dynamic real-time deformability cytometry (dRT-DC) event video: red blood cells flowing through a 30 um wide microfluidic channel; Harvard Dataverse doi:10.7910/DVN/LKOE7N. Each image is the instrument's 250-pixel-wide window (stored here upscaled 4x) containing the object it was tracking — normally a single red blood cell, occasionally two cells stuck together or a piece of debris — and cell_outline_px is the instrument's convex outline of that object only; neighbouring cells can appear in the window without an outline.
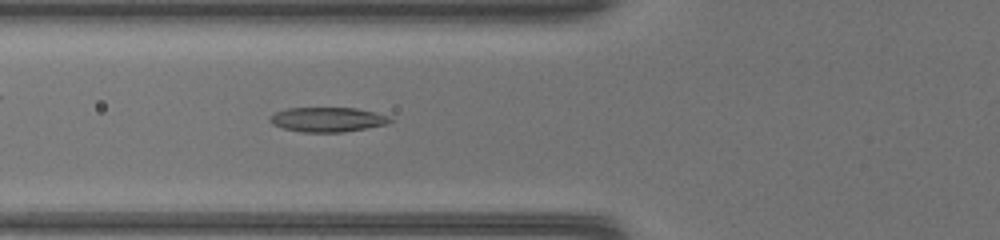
{"species": "common noctule bat (a hibernating species)", "species_latin": "Nyctalus noctula", "temperature_condition": "warm", "stored_images_in_passage": 39, "camera_frame_rate_fps": 3000, "um_per_image_px": 0.085, "animal": {"sex": "female", "body_mass_g": 17.0, "forearm_length_mm": 48.0}, "frame": {"image": 1, "passage_image": 11, "time_ms": 3.333, "image_size_px": [1000, 240], "cell_outline_px": [[392, 120], [388, 124], [344, 132], [300, 132], [284, 128], [272, 124], [268, 120], [268, 116], [276, 112], [288, 108], [356, 108], [388, 116]], "centroid_in_image_um": [27.8, 10.16], "position_along_channel_um": 98.0, "area_um2": 17.17}}
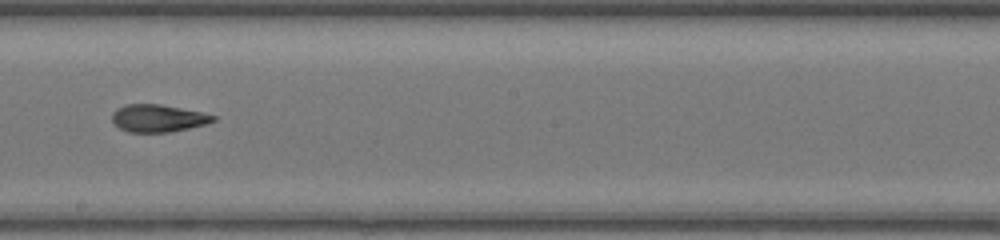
{"frame": {"image": 2, "passage_image": 20, "time_ms": 6.333, "image_size_px": [1000, 240], "cell_outline_px": [[216, 120], [204, 124], [188, 128], [168, 132], [128, 132], [120, 128], [112, 120], [112, 112], [116, 108], [124, 104], [160, 104], [200, 112], [216, 116]], "centroid_in_image_um": [13.39, 10.04], "position_along_channel_um": 234.8, "area_um2": 16.01}}
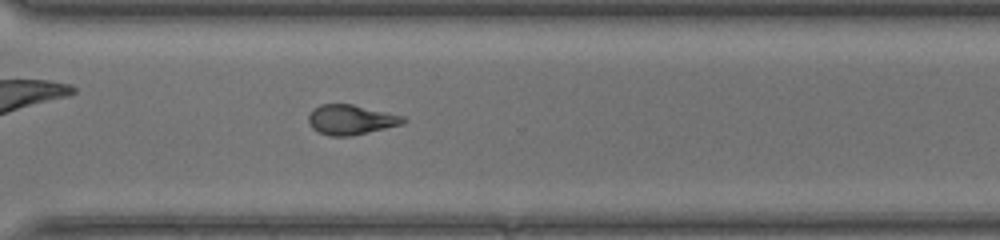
{"frame": {"image": 3, "passage_image": 27, "time_ms": 8.667, "image_size_px": [1000, 240], "cell_outline_px": [[408, 120], [404, 124], [352, 136], [332, 136], [320, 132], [312, 128], [308, 124], [308, 116], [312, 108], [320, 104], [352, 104], [404, 116]], "centroid_in_image_um": [29.83, 10.17], "position_along_channel_um": 340.8, "area_um2": 16.65}}